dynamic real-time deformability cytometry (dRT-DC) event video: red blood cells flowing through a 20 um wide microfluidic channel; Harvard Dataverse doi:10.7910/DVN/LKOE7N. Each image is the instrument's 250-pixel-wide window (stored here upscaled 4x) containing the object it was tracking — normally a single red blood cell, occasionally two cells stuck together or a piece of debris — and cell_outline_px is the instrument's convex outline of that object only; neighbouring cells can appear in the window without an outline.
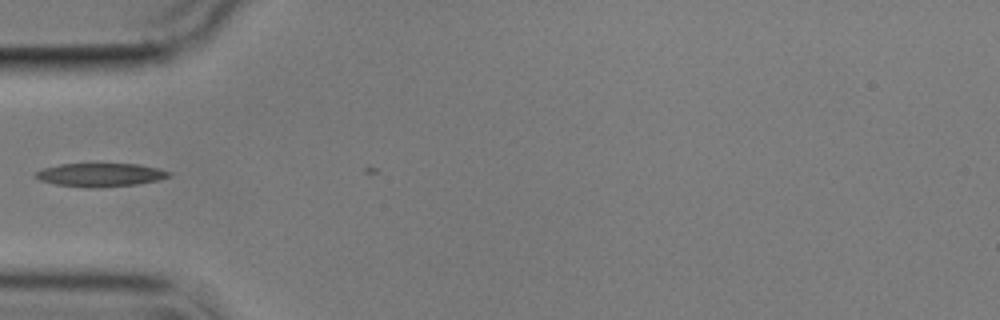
{"species": "common noctule bat (a hibernating species)", "species_latin": "Nyctalus noctula", "temperature_condition": "cold", "stored_images_in_passage": 15, "camera_frame_rate_fps": 3000, "um_per_image_px": 0.085, "animal": {"sex": "male", "body_mass_g": 17.9}, "frame": {"image": 1, "passage_image": 4, "time_ms": 1.0, "image_size_px": [1000, 320], "cell_outline_px": [[172, 176], [156, 180], [136, 184], [92, 188], [88, 188], [56, 184], [40, 180], [32, 176], [36, 172], [44, 168], [60, 164], [136, 164], [160, 168], [172, 172]], "centroid_in_image_um": [8.54, 14.86], "position_along_channel_um": 76.5, "area_um2": 18.15}}
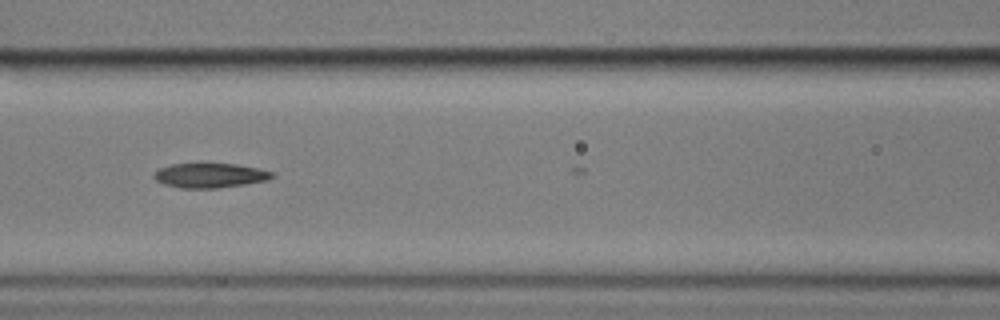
{"frame": {"image": 2, "passage_image": 10, "time_ms": 3.0, "image_size_px": [1000, 320], "cell_outline_px": [[276, 176], [268, 180], [244, 184], [216, 188], [180, 188], [164, 184], [156, 180], [152, 176], [160, 168], [172, 164], [236, 164], [276, 172]], "centroid_in_image_um": [17.88, 14.91], "position_along_channel_um": 148.7, "area_um2": 16.82}}
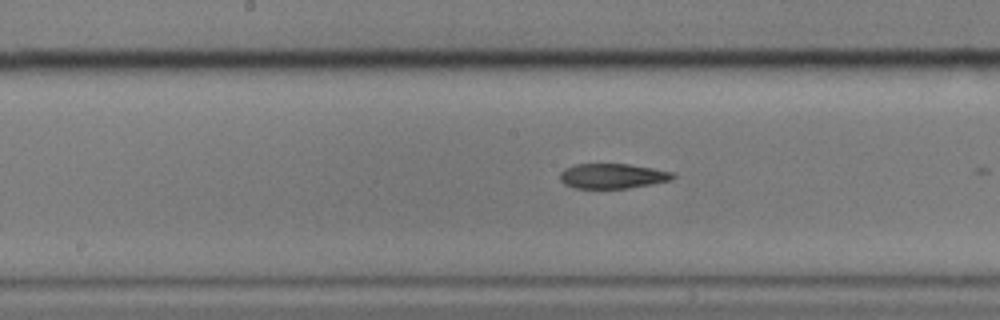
{"frame": {"image": 3, "passage_image": 14, "time_ms": 4.333, "image_size_px": [1000, 320], "cell_outline_px": [[676, 176], [672, 180], [652, 184], [628, 188], [576, 188], [564, 184], [560, 180], [560, 172], [564, 168], [576, 164], [628, 164], [652, 168], [672, 172]], "centroid_in_image_um": [52.05, 14.96], "position_along_channel_um": 196.1, "area_um2": 16.42}}